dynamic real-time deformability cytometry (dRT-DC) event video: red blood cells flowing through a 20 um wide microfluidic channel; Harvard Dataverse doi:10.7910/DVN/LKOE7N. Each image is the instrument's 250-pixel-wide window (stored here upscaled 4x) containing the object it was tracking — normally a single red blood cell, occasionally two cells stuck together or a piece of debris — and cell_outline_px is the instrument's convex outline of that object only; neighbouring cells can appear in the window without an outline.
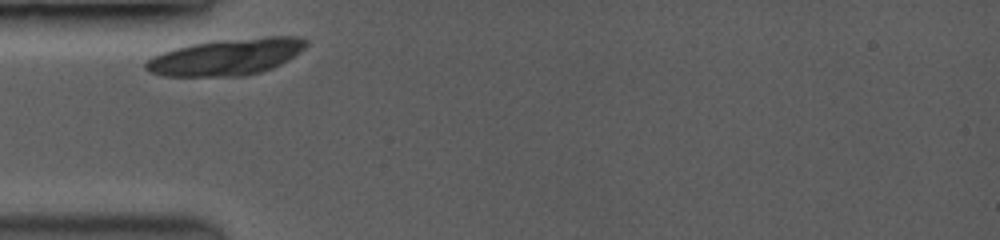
{"species": "common noctule bat (a hibernating species)", "species_latin": "Nyctalus noctula", "temperature_condition": "room temperature", "stored_images_in_passage": 25, "camera_frame_rate_fps": 3500, "um_per_image_px": 0.085, "animal": {"sex": "female", "body_mass_g": 19.0, "forearm_length_mm": 53.3}, "frame": {"image": 1, "passage_image": 1, "time_ms": 0.0, "image_size_px": [1000, 240], "cell_outline_px": [[308, 44], [300, 52], [288, 60], [272, 68], [260, 72], [244, 76], [164, 76], [148, 72], [144, 68], [144, 64], [152, 56], [176, 48], [192, 44], [220, 40], [268, 36], [300, 36], [308, 40]], "centroid_in_image_um": [19.27, 4.84], "position_along_channel_um": 65.7, "area_um2": 34.16}}
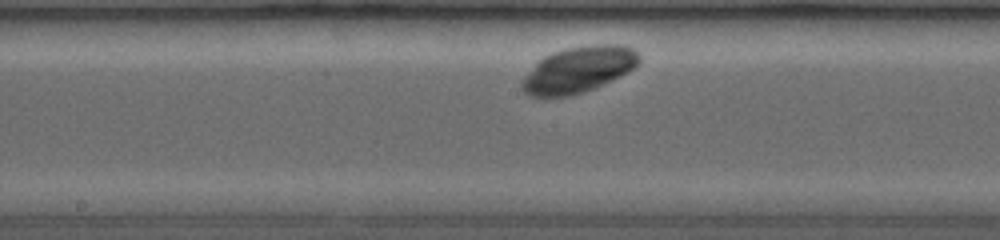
{"frame": {"image": 2, "passage_image": 11, "time_ms": 3.714, "image_size_px": [1000, 240], "cell_outline_px": [[640, 64], [620, 76], [612, 80], [584, 92], [564, 96], [532, 96], [524, 92], [520, 88], [520, 84], [524, 76], [544, 56], [552, 52], [568, 48], [596, 44], [624, 44], [632, 48], [640, 56]], "centroid_in_image_um": [49.19, 5.91], "position_along_channel_um": 199.0, "area_um2": 31.21}}
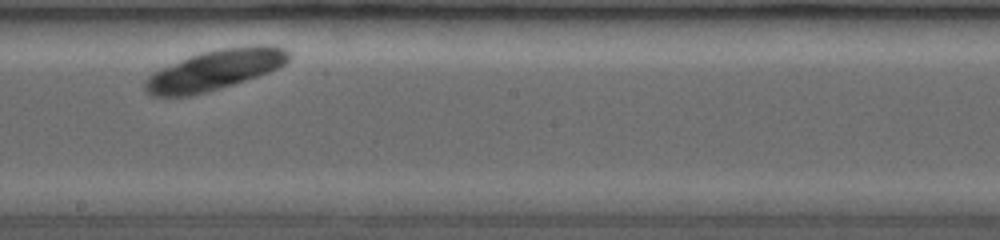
{"frame": {"image": 3, "passage_image": 13, "time_ms": 4.571, "image_size_px": [1000, 240], "cell_outline_px": [[292, 52], [288, 60], [280, 68], [232, 84], [204, 92], [184, 96], [156, 96], [148, 92], [144, 88], [144, 80], [152, 72], [160, 68], [188, 56], [200, 52], [220, 48], [256, 44], [272, 44], [284, 48]], "centroid_in_image_um": [18.29, 5.9], "position_along_channel_um": 229.9, "area_um2": 33.7}}